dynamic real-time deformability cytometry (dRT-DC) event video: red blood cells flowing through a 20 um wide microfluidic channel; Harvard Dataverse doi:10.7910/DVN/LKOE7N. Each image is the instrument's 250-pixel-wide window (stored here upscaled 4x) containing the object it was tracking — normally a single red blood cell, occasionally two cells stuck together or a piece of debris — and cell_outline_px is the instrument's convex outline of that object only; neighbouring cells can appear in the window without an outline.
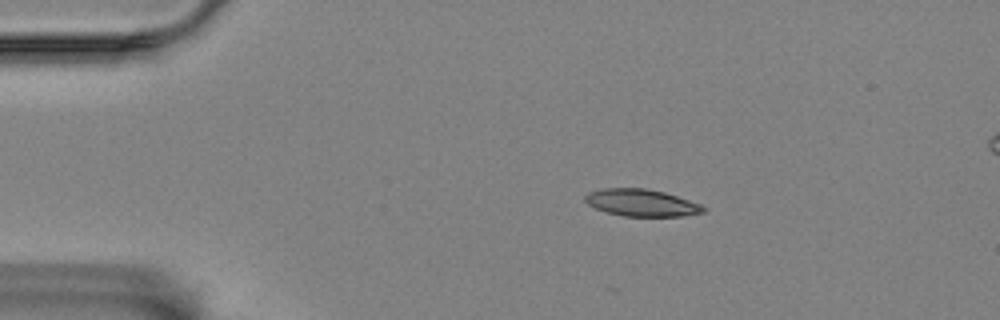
{"species": "Egyptian fruit bat (a non-hibernating species)", "species_latin": "Rousettus aegyptiacus", "temperature_condition": "room temperature", "stored_images_in_passage": 10, "camera_frame_rate_fps": 3000, "um_per_image_px": 0.085, "animal": {"sex": "female"}, "frame": {"image": 1, "passage_image": 10, "time_ms": 3.0, "image_size_px": [1000, 320], "cell_outline_px": [[708, 208], [704, 212], [684, 216], [624, 216], [608, 212], [596, 208], [588, 204], [584, 200], [584, 196], [588, 192], [604, 188], [644, 188], [664, 192], [700, 204]], "centroid_in_image_um": [54.53, 17.23], "position_along_channel_um": 30.5, "area_um2": 18.55}}